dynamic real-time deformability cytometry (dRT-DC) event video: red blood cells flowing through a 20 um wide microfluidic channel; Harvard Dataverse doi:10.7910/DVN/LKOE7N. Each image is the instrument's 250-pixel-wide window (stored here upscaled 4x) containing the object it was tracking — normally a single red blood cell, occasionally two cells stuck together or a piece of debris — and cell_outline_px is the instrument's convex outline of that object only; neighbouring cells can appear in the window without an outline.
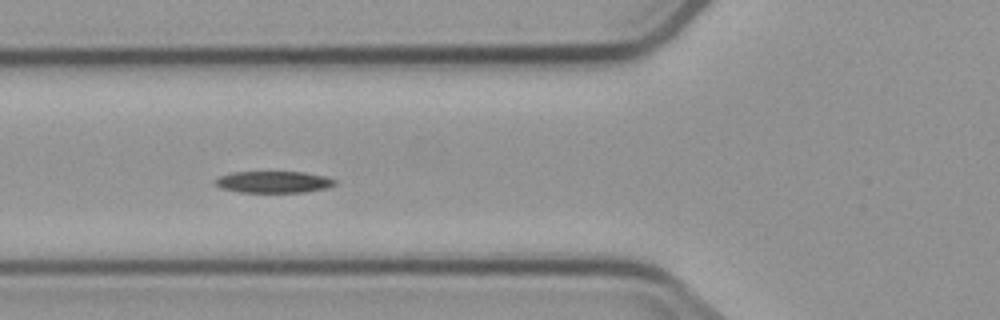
{"species": "common noctule bat (a hibernating species)", "species_latin": "Nyctalus noctula", "temperature_condition": "cold", "stored_images_in_passage": 9, "camera_frame_rate_fps": 3000, "um_per_image_px": 0.085, "animal": {"sex": "male", "body_mass_g": 23.1, "forearm_length_mm": 52.7}, "frame": {"image": 1, "passage_image": 6, "time_ms": 5.667, "image_size_px": [1000, 320], "cell_outline_px": [[336, 184], [328, 188], [304, 192], [240, 192], [220, 188], [212, 184], [220, 176], [232, 172], [304, 172], [324, 176], [336, 180]], "centroid_in_image_um": [23.24, 15.47], "position_along_channel_um": 102.6, "area_um2": 15.14}}
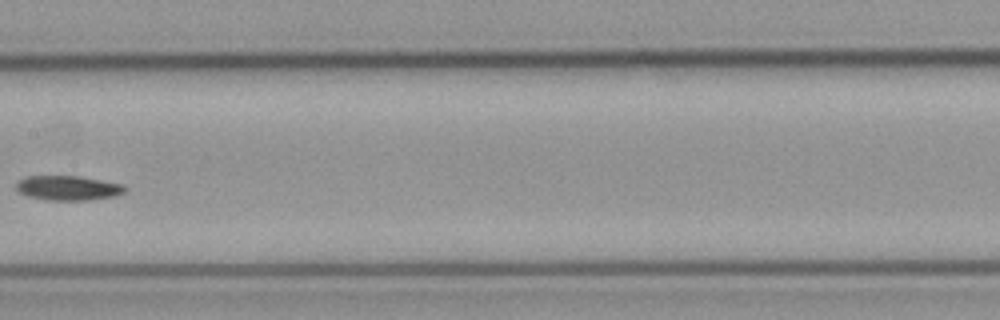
{"frame": {"image": 2, "passage_image": 8, "time_ms": 8.333, "image_size_px": [1000, 320], "cell_outline_px": [[128, 188], [124, 192], [112, 196], [88, 200], [44, 200], [28, 196], [16, 192], [16, 180], [24, 176], [80, 176], [124, 184]], "centroid_in_image_um": [5.73, 15.97], "position_along_channel_um": 201.7, "area_um2": 15.84}}
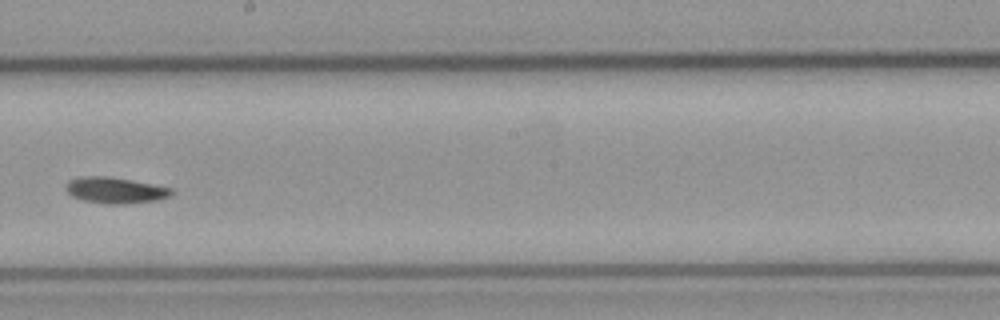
{"frame": {"image": 3, "passage_image": 9, "time_ms": 9.333, "image_size_px": [1000, 320], "cell_outline_px": [[172, 192], [168, 196], [156, 200], [124, 204], [104, 204], [84, 200], [72, 196], [68, 192], [68, 180], [80, 176], [108, 176], [132, 180], [172, 188]], "centroid_in_image_um": [9.78, 16.17], "position_along_channel_um": 238.4, "area_um2": 15.84}}